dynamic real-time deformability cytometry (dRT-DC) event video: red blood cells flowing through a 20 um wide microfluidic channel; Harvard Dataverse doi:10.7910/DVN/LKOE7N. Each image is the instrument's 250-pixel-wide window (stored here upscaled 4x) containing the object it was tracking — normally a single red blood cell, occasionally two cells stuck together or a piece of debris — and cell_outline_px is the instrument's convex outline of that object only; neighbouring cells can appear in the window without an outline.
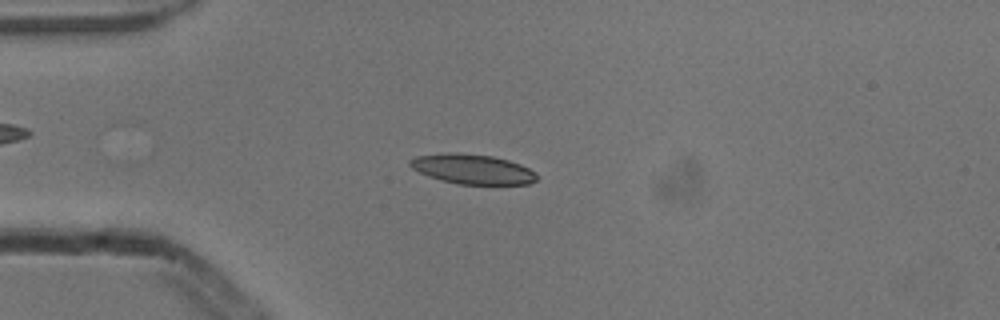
{"species": "common noctule bat (a hibernating species)", "species_latin": "Nyctalus noctula", "temperature_condition": "cold", "stored_images_in_passage": 5, "camera_frame_rate_fps": 3000, "um_per_image_px": 0.085, "animal": {"sex": "male", "body_mass_g": 13.3}, "frame": {"image": 1, "passage_image": 4, "time_ms": 1.0, "image_size_px": [1000, 320], "cell_outline_px": [[536, 180], [528, 184], [460, 184], [440, 180], [428, 176], [412, 168], [408, 164], [408, 160], [416, 156], [444, 152], [456, 152], [492, 156], [508, 160], [520, 164], [536, 172]], "centroid_in_image_um": [40.12, 14.36], "position_along_channel_um": 44.9, "area_um2": 22.08}}